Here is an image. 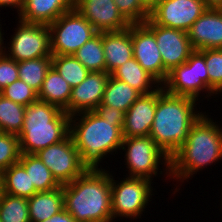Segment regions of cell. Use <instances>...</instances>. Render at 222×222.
I'll return each mask as SVG.
<instances>
[{
  "label": "cell",
  "mask_w": 222,
  "mask_h": 222,
  "mask_svg": "<svg viewBox=\"0 0 222 222\" xmlns=\"http://www.w3.org/2000/svg\"><path fill=\"white\" fill-rule=\"evenodd\" d=\"M111 175L88 168L63 185L64 209L76 222H111Z\"/></svg>",
  "instance_id": "obj_1"
},
{
  "label": "cell",
  "mask_w": 222,
  "mask_h": 222,
  "mask_svg": "<svg viewBox=\"0 0 222 222\" xmlns=\"http://www.w3.org/2000/svg\"><path fill=\"white\" fill-rule=\"evenodd\" d=\"M196 99L173 95L159 87L154 121L150 137L169 156L187 141L192 125L202 113H195Z\"/></svg>",
  "instance_id": "obj_2"
},
{
  "label": "cell",
  "mask_w": 222,
  "mask_h": 222,
  "mask_svg": "<svg viewBox=\"0 0 222 222\" xmlns=\"http://www.w3.org/2000/svg\"><path fill=\"white\" fill-rule=\"evenodd\" d=\"M222 158V129L203 114L192 125L187 141L170 158L172 177L187 179ZM203 167V168H202Z\"/></svg>",
  "instance_id": "obj_3"
},
{
  "label": "cell",
  "mask_w": 222,
  "mask_h": 222,
  "mask_svg": "<svg viewBox=\"0 0 222 222\" xmlns=\"http://www.w3.org/2000/svg\"><path fill=\"white\" fill-rule=\"evenodd\" d=\"M70 133V115L60 107L41 100L25 106L23 127L17 135L20 152L36 154L64 140Z\"/></svg>",
  "instance_id": "obj_4"
},
{
  "label": "cell",
  "mask_w": 222,
  "mask_h": 222,
  "mask_svg": "<svg viewBox=\"0 0 222 222\" xmlns=\"http://www.w3.org/2000/svg\"><path fill=\"white\" fill-rule=\"evenodd\" d=\"M82 114L83 116H80ZM79 116V123L70 118L69 134L81 160L89 168H98L103 156L121 149L124 139L122 127L116 125V122L102 119L94 111L80 112Z\"/></svg>",
  "instance_id": "obj_5"
},
{
  "label": "cell",
  "mask_w": 222,
  "mask_h": 222,
  "mask_svg": "<svg viewBox=\"0 0 222 222\" xmlns=\"http://www.w3.org/2000/svg\"><path fill=\"white\" fill-rule=\"evenodd\" d=\"M52 55H73L98 31L76 9L65 12L49 25Z\"/></svg>",
  "instance_id": "obj_6"
},
{
  "label": "cell",
  "mask_w": 222,
  "mask_h": 222,
  "mask_svg": "<svg viewBox=\"0 0 222 222\" xmlns=\"http://www.w3.org/2000/svg\"><path fill=\"white\" fill-rule=\"evenodd\" d=\"M170 94L186 96L198 100L201 90L209 88V77L205 62V50H195L188 60L168 72L166 80L161 83ZM166 88V89H165Z\"/></svg>",
  "instance_id": "obj_7"
},
{
  "label": "cell",
  "mask_w": 222,
  "mask_h": 222,
  "mask_svg": "<svg viewBox=\"0 0 222 222\" xmlns=\"http://www.w3.org/2000/svg\"><path fill=\"white\" fill-rule=\"evenodd\" d=\"M36 155L60 185L72 182L89 168L81 160L70 134L64 140L39 150Z\"/></svg>",
  "instance_id": "obj_8"
},
{
  "label": "cell",
  "mask_w": 222,
  "mask_h": 222,
  "mask_svg": "<svg viewBox=\"0 0 222 222\" xmlns=\"http://www.w3.org/2000/svg\"><path fill=\"white\" fill-rule=\"evenodd\" d=\"M126 160L130 170L129 177L149 179L157 174L161 157L165 160L166 168L170 171L169 156L153 141L150 136L124 138L121 148L126 150ZM160 159V160H159Z\"/></svg>",
  "instance_id": "obj_9"
},
{
  "label": "cell",
  "mask_w": 222,
  "mask_h": 222,
  "mask_svg": "<svg viewBox=\"0 0 222 222\" xmlns=\"http://www.w3.org/2000/svg\"><path fill=\"white\" fill-rule=\"evenodd\" d=\"M111 178L112 220L117 216L137 217L143 212L151 194V180L127 177L119 184Z\"/></svg>",
  "instance_id": "obj_10"
},
{
  "label": "cell",
  "mask_w": 222,
  "mask_h": 222,
  "mask_svg": "<svg viewBox=\"0 0 222 222\" xmlns=\"http://www.w3.org/2000/svg\"><path fill=\"white\" fill-rule=\"evenodd\" d=\"M17 32L11 40L10 53L16 62L40 57H52L48 25L27 23L19 20Z\"/></svg>",
  "instance_id": "obj_11"
},
{
  "label": "cell",
  "mask_w": 222,
  "mask_h": 222,
  "mask_svg": "<svg viewBox=\"0 0 222 222\" xmlns=\"http://www.w3.org/2000/svg\"><path fill=\"white\" fill-rule=\"evenodd\" d=\"M155 36L164 66V81L168 72L185 63L195 51L188 33L179 29L163 27L147 19L143 23Z\"/></svg>",
  "instance_id": "obj_12"
},
{
  "label": "cell",
  "mask_w": 222,
  "mask_h": 222,
  "mask_svg": "<svg viewBox=\"0 0 222 222\" xmlns=\"http://www.w3.org/2000/svg\"><path fill=\"white\" fill-rule=\"evenodd\" d=\"M206 10L203 0H160L150 11L149 20L163 27L188 32Z\"/></svg>",
  "instance_id": "obj_13"
},
{
  "label": "cell",
  "mask_w": 222,
  "mask_h": 222,
  "mask_svg": "<svg viewBox=\"0 0 222 222\" xmlns=\"http://www.w3.org/2000/svg\"><path fill=\"white\" fill-rule=\"evenodd\" d=\"M75 8L98 32L121 31L131 25L114 0H75Z\"/></svg>",
  "instance_id": "obj_14"
},
{
  "label": "cell",
  "mask_w": 222,
  "mask_h": 222,
  "mask_svg": "<svg viewBox=\"0 0 222 222\" xmlns=\"http://www.w3.org/2000/svg\"><path fill=\"white\" fill-rule=\"evenodd\" d=\"M132 45L133 57L161 85L164 66L154 34L144 24H132Z\"/></svg>",
  "instance_id": "obj_15"
},
{
  "label": "cell",
  "mask_w": 222,
  "mask_h": 222,
  "mask_svg": "<svg viewBox=\"0 0 222 222\" xmlns=\"http://www.w3.org/2000/svg\"><path fill=\"white\" fill-rule=\"evenodd\" d=\"M159 86L152 93L141 95L125 113L123 138L149 136L156 111Z\"/></svg>",
  "instance_id": "obj_16"
},
{
  "label": "cell",
  "mask_w": 222,
  "mask_h": 222,
  "mask_svg": "<svg viewBox=\"0 0 222 222\" xmlns=\"http://www.w3.org/2000/svg\"><path fill=\"white\" fill-rule=\"evenodd\" d=\"M109 75L107 72H89L79 85L72 88L70 118L73 119L79 112L93 111L102 102Z\"/></svg>",
  "instance_id": "obj_17"
},
{
  "label": "cell",
  "mask_w": 222,
  "mask_h": 222,
  "mask_svg": "<svg viewBox=\"0 0 222 222\" xmlns=\"http://www.w3.org/2000/svg\"><path fill=\"white\" fill-rule=\"evenodd\" d=\"M187 33L194 50L222 49V9L207 8Z\"/></svg>",
  "instance_id": "obj_18"
},
{
  "label": "cell",
  "mask_w": 222,
  "mask_h": 222,
  "mask_svg": "<svg viewBox=\"0 0 222 222\" xmlns=\"http://www.w3.org/2000/svg\"><path fill=\"white\" fill-rule=\"evenodd\" d=\"M106 72L111 74L116 68L133 58L132 24L121 31L102 32Z\"/></svg>",
  "instance_id": "obj_19"
},
{
  "label": "cell",
  "mask_w": 222,
  "mask_h": 222,
  "mask_svg": "<svg viewBox=\"0 0 222 222\" xmlns=\"http://www.w3.org/2000/svg\"><path fill=\"white\" fill-rule=\"evenodd\" d=\"M75 8V0H24L19 15L22 22L50 25L65 12Z\"/></svg>",
  "instance_id": "obj_20"
},
{
  "label": "cell",
  "mask_w": 222,
  "mask_h": 222,
  "mask_svg": "<svg viewBox=\"0 0 222 222\" xmlns=\"http://www.w3.org/2000/svg\"><path fill=\"white\" fill-rule=\"evenodd\" d=\"M30 222H44L64 209L63 185L28 198Z\"/></svg>",
  "instance_id": "obj_21"
},
{
  "label": "cell",
  "mask_w": 222,
  "mask_h": 222,
  "mask_svg": "<svg viewBox=\"0 0 222 222\" xmlns=\"http://www.w3.org/2000/svg\"><path fill=\"white\" fill-rule=\"evenodd\" d=\"M72 87L63 79L58 71L51 66L38 92V100L54 104L69 115V100Z\"/></svg>",
  "instance_id": "obj_22"
},
{
  "label": "cell",
  "mask_w": 222,
  "mask_h": 222,
  "mask_svg": "<svg viewBox=\"0 0 222 222\" xmlns=\"http://www.w3.org/2000/svg\"><path fill=\"white\" fill-rule=\"evenodd\" d=\"M110 75L122 82L129 84L141 95L154 92L156 89L149 90V88H152L150 84L152 82L153 84L158 83V81L151 74L143 69V67L136 61L134 57L116 68Z\"/></svg>",
  "instance_id": "obj_23"
},
{
  "label": "cell",
  "mask_w": 222,
  "mask_h": 222,
  "mask_svg": "<svg viewBox=\"0 0 222 222\" xmlns=\"http://www.w3.org/2000/svg\"><path fill=\"white\" fill-rule=\"evenodd\" d=\"M19 163L25 168L37 192L51 191L61 186L36 154L21 153Z\"/></svg>",
  "instance_id": "obj_24"
},
{
  "label": "cell",
  "mask_w": 222,
  "mask_h": 222,
  "mask_svg": "<svg viewBox=\"0 0 222 222\" xmlns=\"http://www.w3.org/2000/svg\"><path fill=\"white\" fill-rule=\"evenodd\" d=\"M141 96V94L129 84L122 82L111 75L107 80L103 99L99 105L113 106L123 112Z\"/></svg>",
  "instance_id": "obj_25"
},
{
  "label": "cell",
  "mask_w": 222,
  "mask_h": 222,
  "mask_svg": "<svg viewBox=\"0 0 222 222\" xmlns=\"http://www.w3.org/2000/svg\"><path fill=\"white\" fill-rule=\"evenodd\" d=\"M2 192L23 198H30L37 193L25 168L19 162L2 172Z\"/></svg>",
  "instance_id": "obj_26"
},
{
  "label": "cell",
  "mask_w": 222,
  "mask_h": 222,
  "mask_svg": "<svg viewBox=\"0 0 222 222\" xmlns=\"http://www.w3.org/2000/svg\"><path fill=\"white\" fill-rule=\"evenodd\" d=\"M73 56L90 72H106L102 32L84 43Z\"/></svg>",
  "instance_id": "obj_27"
},
{
  "label": "cell",
  "mask_w": 222,
  "mask_h": 222,
  "mask_svg": "<svg viewBox=\"0 0 222 222\" xmlns=\"http://www.w3.org/2000/svg\"><path fill=\"white\" fill-rule=\"evenodd\" d=\"M52 66V57H40L18 62L19 79L37 93L42 87L48 70Z\"/></svg>",
  "instance_id": "obj_28"
},
{
  "label": "cell",
  "mask_w": 222,
  "mask_h": 222,
  "mask_svg": "<svg viewBox=\"0 0 222 222\" xmlns=\"http://www.w3.org/2000/svg\"><path fill=\"white\" fill-rule=\"evenodd\" d=\"M25 106L0 94V132L18 135L23 127Z\"/></svg>",
  "instance_id": "obj_29"
},
{
  "label": "cell",
  "mask_w": 222,
  "mask_h": 222,
  "mask_svg": "<svg viewBox=\"0 0 222 222\" xmlns=\"http://www.w3.org/2000/svg\"><path fill=\"white\" fill-rule=\"evenodd\" d=\"M52 66L72 88L79 85L90 72L73 55H52Z\"/></svg>",
  "instance_id": "obj_30"
},
{
  "label": "cell",
  "mask_w": 222,
  "mask_h": 222,
  "mask_svg": "<svg viewBox=\"0 0 222 222\" xmlns=\"http://www.w3.org/2000/svg\"><path fill=\"white\" fill-rule=\"evenodd\" d=\"M1 222H30L28 198L16 197L1 193L0 195Z\"/></svg>",
  "instance_id": "obj_31"
},
{
  "label": "cell",
  "mask_w": 222,
  "mask_h": 222,
  "mask_svg": "<svg viewBox=\"0 0 222 222\" xmlns=\"http://www.w3.org/2000/svg\"><path fill=\"white\" fill-rule=\"evenodd\" d=\"M21 152L16 134L0 132V171L18 163Z\"/></svg>",
  "instance_id": "obj_32"
},
{
  "label": "cell",
  "mask_w": 222,
  "mask_h": 222,
  "mask_svg": "<svg viewBox=\"0 0 222 222\" xmlns=\"http://www.w3.org/2000/svg\"><path fill=\"white\" fill-rule=\"evenodd\" d=\"M209 88L216 94L222 91V49H205Z\"/></svg>",
  "instance_id": "obj_33"
},
{
  "label": "cell",
  "mask_w": 222,
  "mask_h": 222,
  "mask_svg": "<svg viewBox=\"0 0 222 222\" xmlns=\"http://www.w3.org/2000/svg\"><path fill=\"white\" fill-rule=\"evenodd\" d=\"M0 94L15 103L24 106L38 100V93L21 79H17L12 84L6 86Z\"/></svg>",
  "instance_id": "obj_34"
},
{
  "label": "cell",
  "mask_w": 222,
  "mask_h": 222,
  "mask_svg": "<svg viewBox=\"0 0 222 222\" xmlns=\"http://www.w3.org/2000/svg\"><path fill=\"white\" fill-rule=\"evenodd\" d=\"M114 2L130 24H143L149 19L150 11L141 0H114Z\"/></svg>",
  "instance_id": "obj_35"
},
{
  "label": "cell",
  "mask_w": 222,
  "mask_h": 222,
  "mask_svg": "<svg viewBox=\"0 0 222 222\" xmlns=\"http://www.w3.org/2000/svg\"><path fill=\"white\" fill-rule=\"evenodd\" d=\"M19 79L18 62L11 59L0 50V92Z\"/></svg>",
  "instance_id": "obj_36"
},
{
  "label": "cell",
  "mask_w": 222,
  "mask_h": 222,
  "mask_svg": "<svg viewBox=\"0 0 222 222\" xmlns=\"http://www.w3.org/2000/svg\"><path fill=\"white\" fill-rule=\"evenodd\" d=\"M93 111L102 119L116 122V125L120 127L124 125L125 112L120 109L108 105H98Z\"/></svg>",
  "instance_id": "obj_37"
},
{
  "label": "cell",
  "mask_w": 222,
  "mask_h": 222,
  "mask_svg": "<svg viewBox=\"0 0 222 222\" xmlns=\"http://www.w3.org/2000/svg\"><path fill=\"white\" fill-rule=\"evenodd\" d=\"M44 222H76V221L65 209H63L58 214L53 215L50 219H47Z\"/></svg>",
  "instance_id": "obj_38"
},
{
  "label": "cell",
  "mask_w": 222,
  "mask_h": 222,
  "mask_svg": "<svg viewBox=\"0 0 222 222\" xmlns=\"http://www.w3.org/2000/svg\"><path fill=\"white\" fill-rule=\"evenodd\" d=\"M2 6L18 7V11H20L18 14H20L24 6V0H0V7Z\"/></svg>",
  "instance_id": "obj_39"
},
{
  "label": "cell",
  "mask_w": 222,
  "mask_h": 222,
  "mask_svg": "<svg viewBox=\"0 0 222 222\" xmlns=\"http://www.w3.org/2000/svg\"><path fill=\"white\" fill-rule=\"evenodd\" d=\"M207 8L222 9V0H203Z\"/></svg>",
  "instance_id": "obj_40"
},
{
  "label": "cell",
  "mask_w": 222,
  "mask_h": 222,
  "mask_svg": "<svg viewBox=\"0 0 222 222\" xmlns=\"http://www.w3.org/2000/svg\"><path fill=\"white\" fill-rule=\"evenodd\" d=\"M141 1L149 11H151L160 2V0H141Z\"/></svg>",
  "instance_id": "obj_41"
},
{
  "label": "cell",
  "mask_w": 222,
  "mask_h": 222,
  "mask_svg": "<svg viewBox=\"0 0 222 222\" xmlns=\"http://www.w3.org/2000/svg\"><path fill=\"white\" fill-rule=\"evenodd\" d=\"M1 28V27H0ZM3 37H2V32H1V30H0V50H2L3 48H4V46L2 47V44H3V39H2Z\"/></svg>",
  "instance_id": "obj_42"
},
{
  "label": "cell",
  "mask_w": 222,
  "mask_h": 222,
  "mask_svg": "<svg viewBox=\"0 0 222 222\" xmlns=\"http://www.w3.org/2000/svg\"><path fill=\"white\" fill-rule=\"evenodd\" d=\"M2 193V172L0 171V195Z\"/></svg>",
  "instance_id": "obj_43"
}]
</instances>
